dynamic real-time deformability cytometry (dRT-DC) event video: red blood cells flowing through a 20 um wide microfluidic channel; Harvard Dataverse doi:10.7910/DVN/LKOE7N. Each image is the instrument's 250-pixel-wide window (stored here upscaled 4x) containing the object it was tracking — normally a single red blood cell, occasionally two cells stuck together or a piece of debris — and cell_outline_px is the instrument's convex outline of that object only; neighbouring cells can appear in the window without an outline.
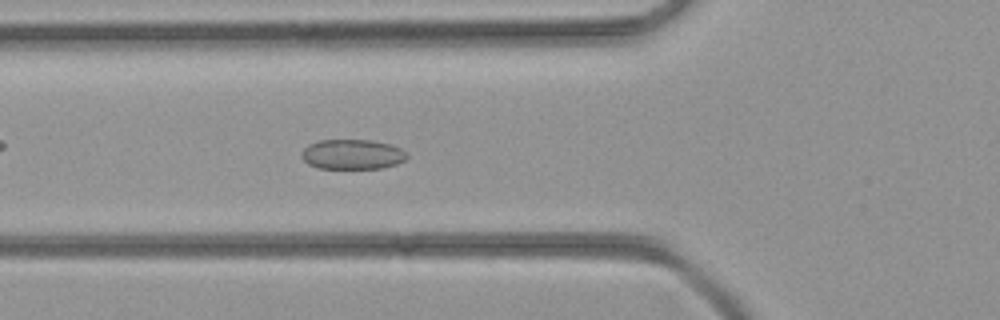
{"species": "common noctule bat (a hibernating species)", "species_latin": "Nyctalus noctula", "temperature_condition": "room temperature", "stored_images_in_passage": 35, "camera_frame_rate_fps": 3000, "um_per_image_px": 0.085, "animal": {"sex": "female", "body_mass_g": 21.9}, "frame": {"image": 1, "passage_image": 8, "time_ms": 2.333, "image_size_px": [1000, 320], "cell_outline_px": [[408, 156], [404, 160], [396, 164], [380, 168], [320, 168], [308, 164], [300, 156], [304, 148], [308, 144], [320, 140], [372, 140], [388, 144], [400, 148], [408, 152]], "centroid_in_image_um": [29.94, 13.11], "position_along_channel_um": 95.9, "area_um2": 18.32}}
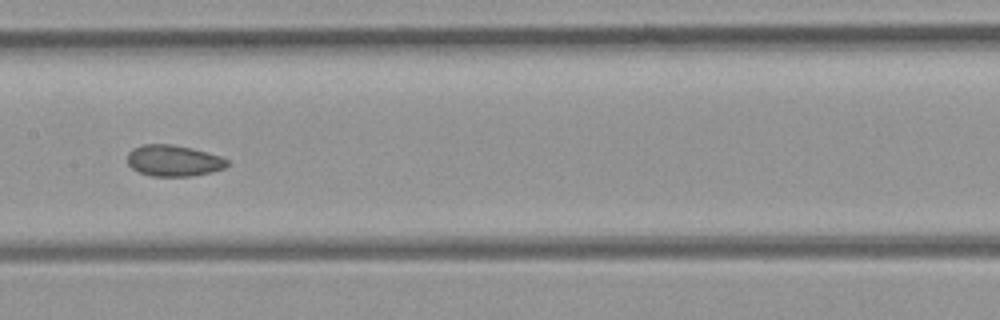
{"frame": {"image": 2, "passage_image": 14, "time_ms": 4.333, "image_size_px": [1000, 320], "cell_outline_px": [[228, 164], [224, 168], [212, 172], [192, 176], [152, 176], [140, 172], [132, 168], [128, 164], [128, 152], [132, 148], [144, 144], [172, 144], [192, 148], [220, 156], [228, 160]], "centroid_in_image_um": [14.75, 13.65], "position_along_channel_um": 192.7, "area_um2": 18.15}}
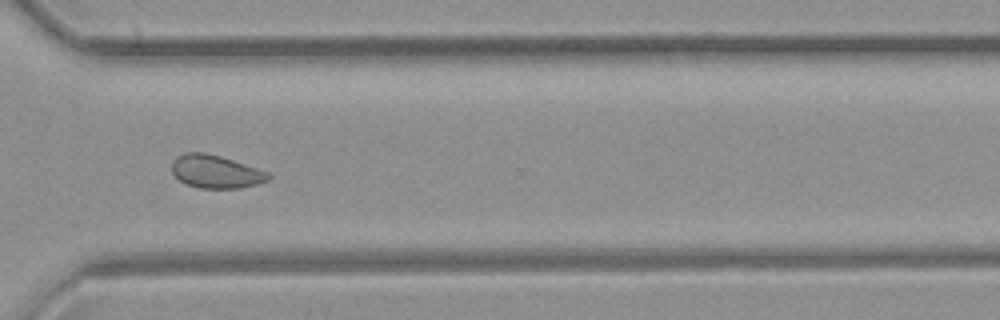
{"frame": {"image": 3, "passage_image": 24, "time_ms": 7.667, "image_size_px": [1000, 320], "cell_outline_px": [[272, 176], [268, 180], [256, 184], [240, 188], [200, 188], [188, 184], [180, 180], [172, 172], [172, 160], [176, 156], [184, 152], [204, 152], [220, 156], [268, 172]], "centroid_in_image_um": [18.32, 14.58], "position_along_channel_um": 352.3, "area_um2": 18.44}}